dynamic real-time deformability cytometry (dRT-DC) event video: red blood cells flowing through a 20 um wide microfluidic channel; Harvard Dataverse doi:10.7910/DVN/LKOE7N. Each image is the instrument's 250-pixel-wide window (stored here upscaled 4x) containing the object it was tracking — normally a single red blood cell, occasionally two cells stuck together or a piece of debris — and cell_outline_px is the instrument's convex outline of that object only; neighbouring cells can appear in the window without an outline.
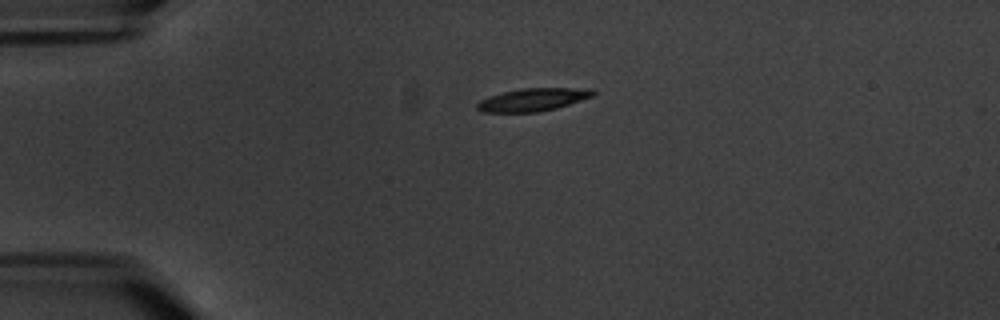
{"species": "common noctule bat (a hibernating species)", "species_latin": "Nyctalus noctula", "temperature_condition": "warm", "stored_images_in_passage": 4, "camera_frame_rate_fps": 3000, "um_per_image_px": 0.085, "animal": {"sex": "male", "body_mass_g": 20.1, "forearm_length_mm": 53.5}, "frame": {"image": 1, "passage_image": 1, "time_ms": 0.0, "image_size_px": [1000, 320], "cell_outline_px": [[596, 96], [556, 108], [540, 112], [480, 112], [476, 108], [476, 104], [480, 100], [488, 96], [520, 88], [592, 88], [596, 92]], "centroid_in_image_um": [45.33, 8.47], "position_along_channel_um": 39.7, "area_um2": 15.66}}
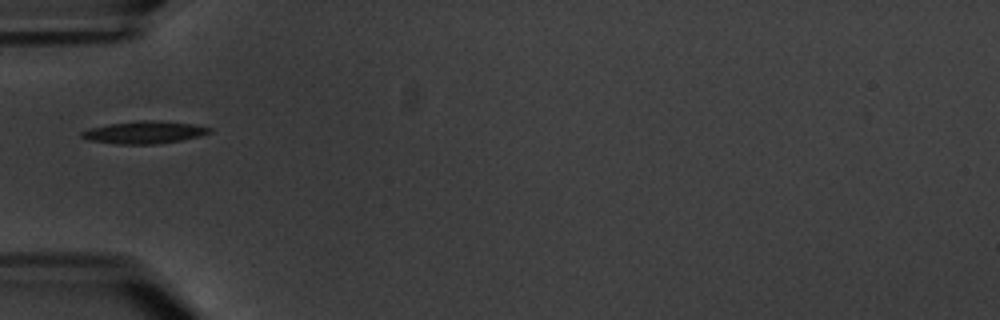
{"frame": {"image": 2, "passage_image": 3, "time_ms": 2.0, "image_size_px": [1000, 320], "cell_outline_px": [[212, 132], [200, 136], [160, 144], [120, 144], [88, 140], [80, 136], [80, 132], [88, 128], [108, 124], [140, 120], [152, 120], [192, 124], [212, 128]], "centroid_in_image_um": [12.24, 11.25], "position_along_channel_um": 72.8, "area_um2": 16.7}}